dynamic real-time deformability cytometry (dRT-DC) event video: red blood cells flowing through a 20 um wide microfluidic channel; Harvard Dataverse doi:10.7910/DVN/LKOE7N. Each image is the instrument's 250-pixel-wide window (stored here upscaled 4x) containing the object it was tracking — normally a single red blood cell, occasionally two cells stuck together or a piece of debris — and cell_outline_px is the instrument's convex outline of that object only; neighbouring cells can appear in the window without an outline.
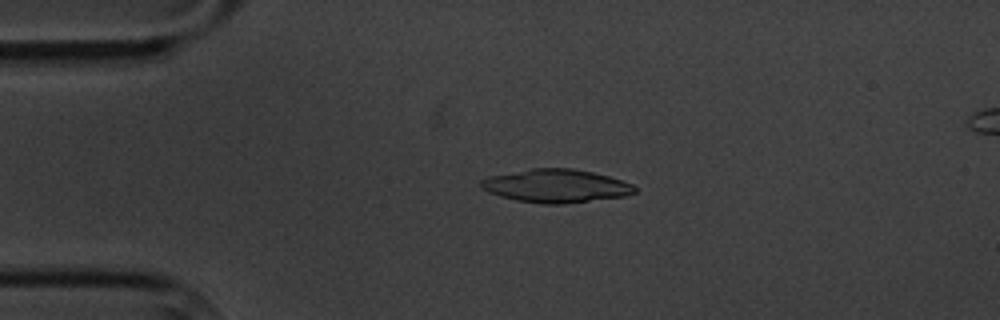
{"species": "common noctule bat (a hibernating species)", "species_latin": "Nyctalus noctula", "temperature_condition": "cold", "stored_images_in_passage": 3, "camera_frame_rate_fps": 3000, "um_per_image_px": 0.085, "animal": {"sex": "male", "body_mass_g": 20.1, "forearm_length_mm": 53.5}, "frame": {"image": 1, "passage_image": 1, "time_ms": 0.0, "image_size_px": [1000, 320], "cell_outline_px": [[636, 192], [624, 196], [564, 204], [544, 204], [516, 200], [500, 196], [488, 192], [480, 188], [480, 180], [488, 176], [532, 168], [572, 168], [592, 172], [608, 176], [632, 184], [636, 188]], "centroid_in_image_um": [47.22, 15.8], "position_along_channel_um": 37.8, "area_um2": 29.77}}